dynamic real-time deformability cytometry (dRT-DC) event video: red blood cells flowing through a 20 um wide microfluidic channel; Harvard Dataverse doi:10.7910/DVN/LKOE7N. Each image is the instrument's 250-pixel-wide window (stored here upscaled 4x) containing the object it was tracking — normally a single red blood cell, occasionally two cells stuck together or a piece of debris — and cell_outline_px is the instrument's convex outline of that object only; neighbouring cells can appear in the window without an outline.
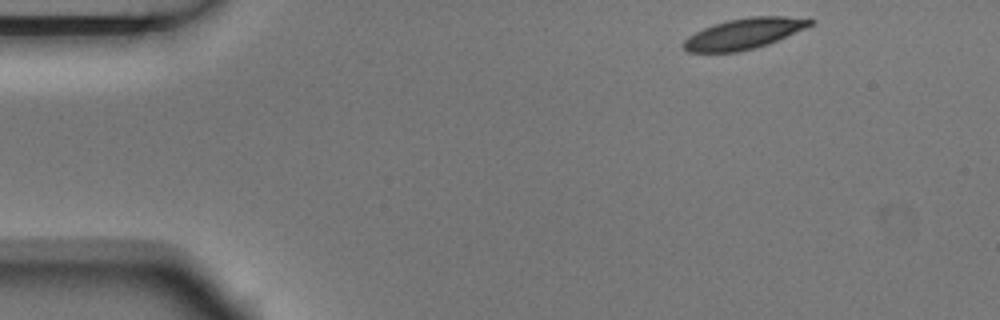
{"species": "Egyptian fruit bat (a non-hibernating species)", "species_latin": "Rousettus aegyptiacus", "temperature_condition": "room temperature", "stored_images_in_passage": 3, "camera_frame_rate_fps": 3000, "um_per_image_px": 0.085, "animal": {"sex": "male"}, "frame": {"image": 1, "passage_image": 1, "time_ms": 0.0, "image_size_px": [1000, 320], "cell_outline_px": [[816, 20], [812, 24], [804, 28], [768, 44], [736, 52], [688, 52], [680, 44], [688, 36], [712, 24], [728, 20], [752, 16], [784, 16]], "centroid_in_image_um": [63.18, 2.86], "position_along_channel_um": 21.8, "area_um2": 22.37}}